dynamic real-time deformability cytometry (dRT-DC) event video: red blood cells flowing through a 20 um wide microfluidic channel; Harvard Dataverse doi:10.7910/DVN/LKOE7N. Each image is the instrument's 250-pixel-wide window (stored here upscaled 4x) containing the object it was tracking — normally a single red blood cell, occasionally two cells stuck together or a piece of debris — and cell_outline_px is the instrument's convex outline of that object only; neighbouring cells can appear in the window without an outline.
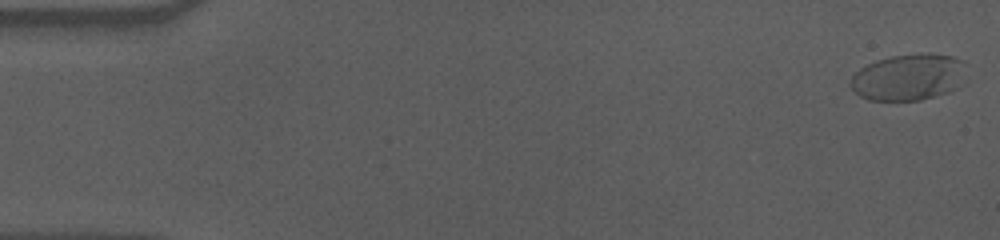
{"species": "human", "species_latin": "Homo sapiens", "temperature_condition": "cold", "stored_images_in_passage": 18, "camera_frame_rate_fps": 3000, "um_per_image_px": 0.085, "donor": {"sex": "male"}, "frame": {"image": 1, "passage_image": 1, "time_ms": 0.0, "image_size_px": [1000, 240], "cell_outline_px": [[964, 60], [952, 88], [948, 92], [936, 96], [920, 100], [868, 100], [860, 96], [848, 84], [852, 76], [860, 68], [876, 60], [892, 56], [920, 52], [928, 52], [952, 56]], "centroid_in_image_um": [77.09, 6.54], "position_along_channel_um": 7.9, "area_um2": 30.63}}